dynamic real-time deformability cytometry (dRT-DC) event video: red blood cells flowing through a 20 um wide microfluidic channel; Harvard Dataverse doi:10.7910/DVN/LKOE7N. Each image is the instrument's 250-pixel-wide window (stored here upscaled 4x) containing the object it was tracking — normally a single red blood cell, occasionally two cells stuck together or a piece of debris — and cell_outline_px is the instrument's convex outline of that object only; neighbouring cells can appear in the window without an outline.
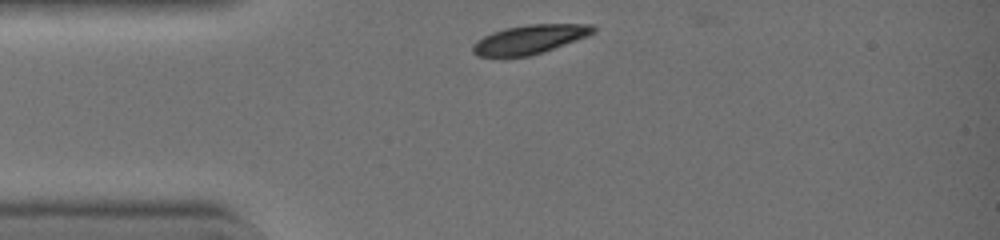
{"species": "common noctule bat (a hibernating species)", "species_latin": "Nyctalus noctula", "temperature_condition": "warm", "stored_images_in_passage": 29, "camera_frame_rate_fps": 3000, "um_per_image_px": 0.085, "animal": {"sex": "female", "body_mass_g": 19.0, "forearm_length_mm": 51.5}, "frame": {"image": 1, "passage_image": 1, "time_ms": 0.0, "image_size_px": [1000, 240], "cell_outline_px": [[596, 32], [588, 36], [544, 52], [528, 56], [476, 56], [472, 52], [472, 44], [476, 40], [492, 32], [504, 28], [528, 24], [592, 24], [596, 28]], "centroid_in_image_um": [45.03, 3.34], "position_along_channel_um": 40.0, "area_um2": 20.46}}
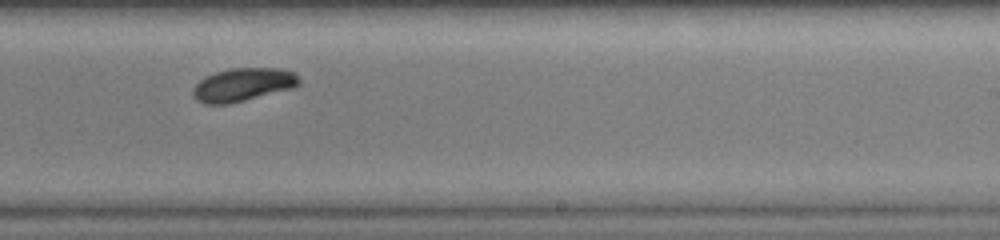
{"frame": {"image": 2, "passage_image": 18, "time_ms": 5.667, "image_size_px": [1000, 240], "cell_outline_px": [[300, 84], [296, 88], [228, 104], [204, 104], [196, 100], [192, 96], [192, 88], [204, 76], [228, 68], [280, 68], [296, 72], [300, 80]], "centroid_in_image_um": [20.67, 7.19], "position_along_channel_um": 268.3, "area_um2": 20.98}}
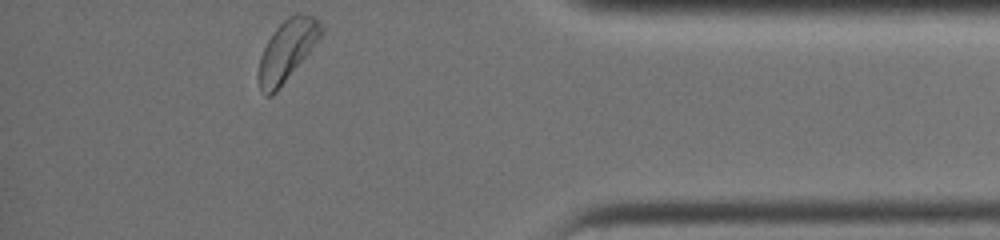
{"frame": {"image": 3, "passage_image": 29, "time_ms": 9.333, "image_size_px": [1000, 240], "cell_outline_px": [[324, 32], [276, 92], [272, 96], [264, 96], [260, 88], [260, 56], [272, 32], [288, 16], [296, 12], [300, 12], [316, 16], [320, 20], [324, 28]], "centroid_in_image_um": [24.44, 4.21], "position_along_channel_um": 410.8, "area_um2": 21.85}, "authors_computed_cell_mechanics": {"area_um2": 21.1548, "velocity_mm_per_s": 4.4306, "shape_relaxation_time_tau1_ms": 2.5941, "shape_relaxation_time_tau2_ms": null, "deformation_change_tau1": 0.1196, "deformation_change_tau2": null}}